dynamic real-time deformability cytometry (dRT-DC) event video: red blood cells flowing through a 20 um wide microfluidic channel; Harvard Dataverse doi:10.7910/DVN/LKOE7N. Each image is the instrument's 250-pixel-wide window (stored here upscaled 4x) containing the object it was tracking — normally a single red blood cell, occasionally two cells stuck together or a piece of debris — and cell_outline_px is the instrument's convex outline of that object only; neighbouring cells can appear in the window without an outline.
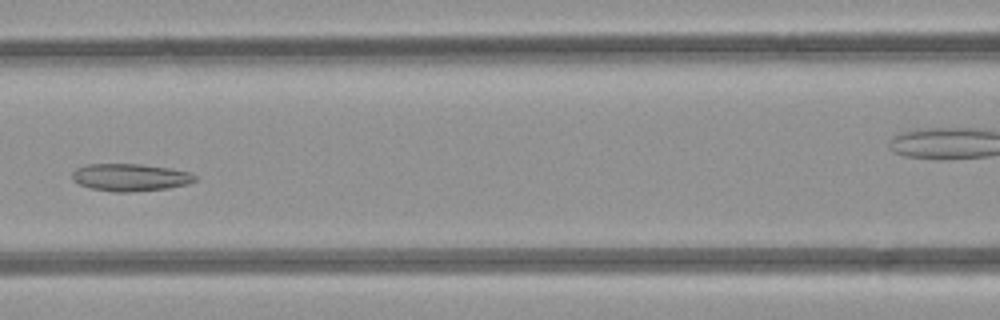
{"species": "common noctule bat (a hibernating species)", "species_latin": "Nyctalus noctula", "temperature_condition": "room temperature", "stored_images_in_passage": 6, "segment_of_instrument_passage": [1, 2], "camera_frame_rate_fps": 3000, "um_per_image_px": 0.085, "animal": {"sex": "female", "body_mass_g": 21.9}, "frame": {"image": 1, "passage_image": 5, "time_ms": 5.333, "image_size_px": [1000, 320], "cell_outline_px": [[196, 180], [188, 184], [168, 188], [128, 192], [112, 192], [92, 188], [80, 184], [72, 180], [72, 172], [76, 168], [88, 164], [140, 164], [172, 168], [188, 172], [196, 176]], "centroid_in_image_um": [11.07, 15.07], "position_along_channel_um": 155.5, "area_um2": 19.59}}